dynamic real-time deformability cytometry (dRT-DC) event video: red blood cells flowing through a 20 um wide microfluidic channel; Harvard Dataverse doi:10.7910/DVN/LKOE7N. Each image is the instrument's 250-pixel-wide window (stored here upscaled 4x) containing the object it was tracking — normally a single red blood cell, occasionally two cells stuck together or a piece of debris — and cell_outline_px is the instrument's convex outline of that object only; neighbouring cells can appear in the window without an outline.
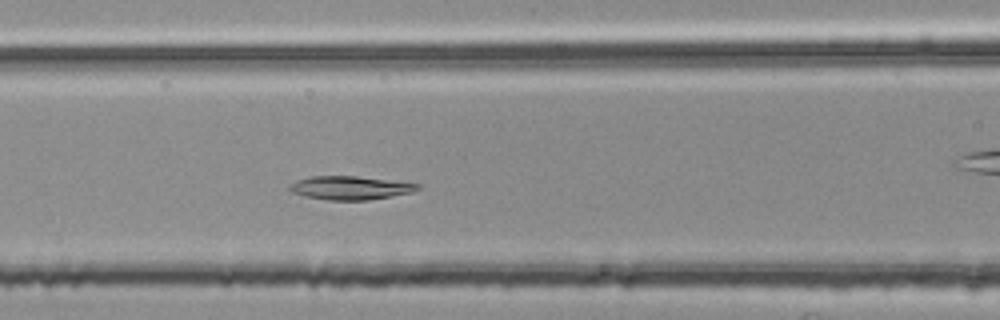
{"species": "common noctule bat (a hibernating species)", "species_latin": "Nyctalus noctula", "temperature_condition": "room temperature", "stored_images_in_passage": 49, "camera_frame_rate_fps": 3000, "um_per_image_px": 0.085, "animal": {"sex": "female", "body_mass_g": 25.1}, "frame": {"image": 1, "passage_image": 19, "time_ms": 6.0, "image_size_px": [1000, 320], "cell_outline_px": [[424, 184], [420, 188], [412, 192], [368, 200], [328, 200], [304, 196], [292, 192], [288, 188], [296, 180], [312, 176], [356, 176]], "centroid_in_image_um": [29.8, 15.96], "position_along_channel_um": 136.8, "area_um2": 17.51}}
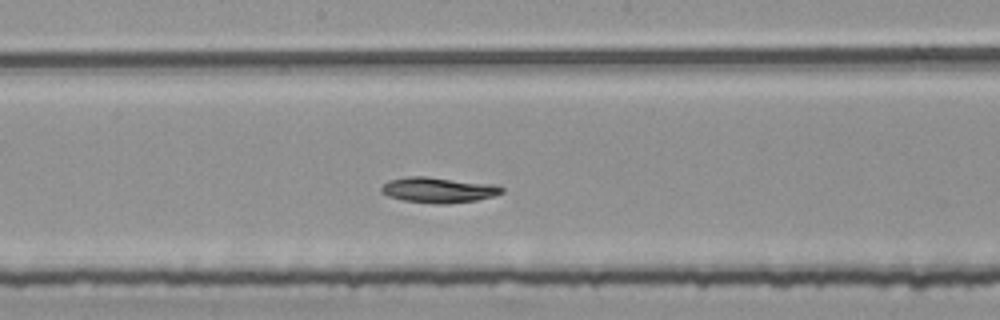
{"frame": {"image": 2, "passage_image": 25, "time_ms": 8.0, "image_size_px": [1000, 320], "cell_outline_px": [[504, 192], [492, 196], [476, 200], [448, 204], [436, 204], [404, 200], [388, 196], [380, 192], [380, 188], [388, 180], [408, 176], [424, 176], [496, 184], [504, 188]], "centroid_in_image_um": [37.26, 16.14], "position_along_channel_um": 210.9, "area_um2": 17.98}}
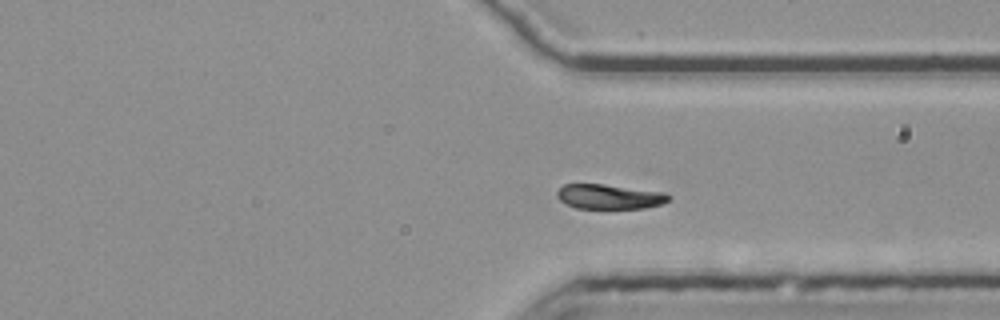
{"frame": {"image": 3, "passage_image": 37, "time_ms": 12.0, "image_size_px": [1000, 320], "cell_outline_px": [[672, 196], [668, 200], [660, 204], [644, 208], [608, 212], [576, 208], [564, 204], [556, 196], [556, 192], [564, 184], [604, 184], [664, 192]], "centroid_in_image_um": [51.77, 16.77], "position_along_channel_um": 359.6, "area_um2": 17.05}, "authors_computed_cell_mechanics": {"area_um2": 17.2244, "velocity_mm_per_s": 3.7207, "shape_relaxation_time_tau1_ms": 5.7489, "shape_relaxation_time_tau2_ms": null, "deformation_change_tau1": 0.1413, "deformation_change_tau2": null}}